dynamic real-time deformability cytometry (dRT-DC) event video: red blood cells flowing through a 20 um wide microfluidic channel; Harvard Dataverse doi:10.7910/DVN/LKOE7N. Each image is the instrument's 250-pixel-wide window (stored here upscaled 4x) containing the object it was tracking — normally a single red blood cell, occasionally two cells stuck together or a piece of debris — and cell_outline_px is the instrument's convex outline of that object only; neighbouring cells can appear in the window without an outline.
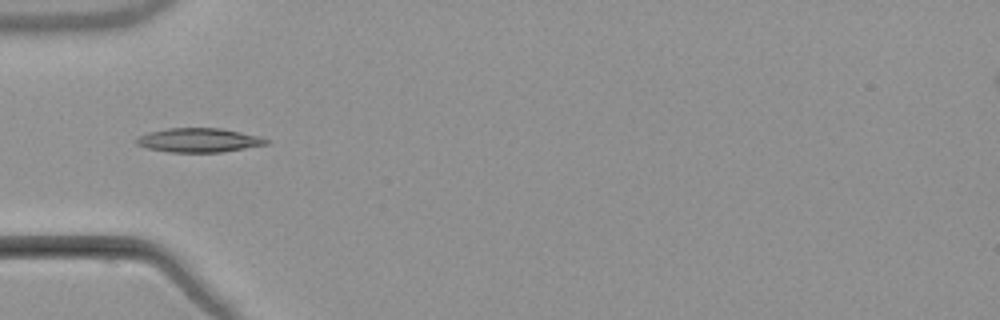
{"species": "common noctule bat (a hibernating species)", "species_latin": "Nyctalus noctula", "temperature_condition": "warm", "stored_images_in_passage": 7, "camera_frame_rate_fps": 3000, "um_per_image_px": 0.085, "animal": {"sex": "male", "body_mass_g": 21.5, "forearm_length_mm": 52.0}, "frame": {"image": 1, "passage_image": 5, "time_ms": 5.0, "image_size_px": [1000, 320], "cell_outline_px": [[272, 140], [268, 144], [220, 152], [168, 152], [148, 148], [136, 144], [136, 140], [140, 136], [148, 132], [168, 128], [220, 128], [260, 136]], "centroid_in_image_um": [16.93, 11.91], "position_along_channel_um": 68.1, "area_um2": 18.15}}
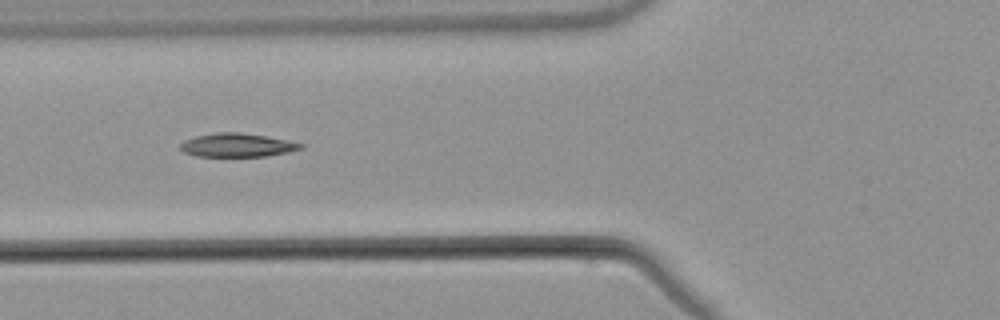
{"frame": {"image": 2, "passage_image": 6, "time_ms": 6.0, "image_size_px": [1000, 320], "cell_outline_px": [[304, 148], [288, 152], [264, 156], [196, 156], [184, 152], [180, 148], [180, 144], [184, 140], [196, 136], [216, 132], [240, 132], [264, 136], [304, 144]], "centroid_in_image_um": [20.13, 12.33], "position_along_channel_um": 105.7, "area_um2": 16.36}}
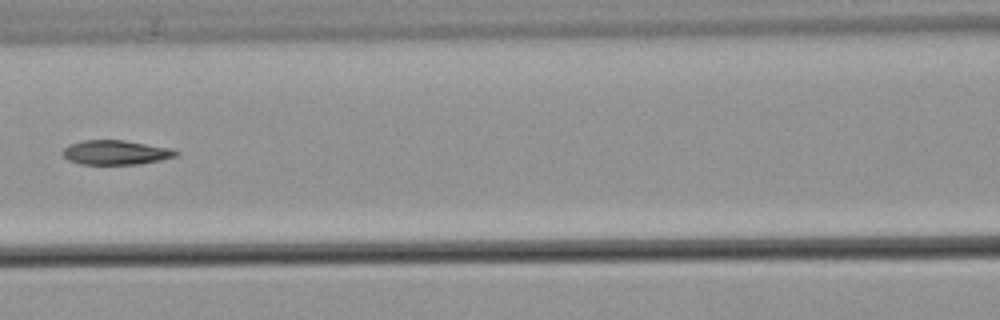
{"frame": {"image": 3, "passage_image": 7, "time_ms": 7.333, "image_size_px": [1000, 320], "cell_outline_px": [[180, 152], [176, 156], [160, 160], [140, 164], [80, 164], [68, 160], [64, 156], [64, 148], [68, 144], [84, 140], [124, 140], [172, 148]], "centroid_in_image_um": [9.86, 12.95], "position_along_channel_um": 156.7, "area_um2": 16.13}}